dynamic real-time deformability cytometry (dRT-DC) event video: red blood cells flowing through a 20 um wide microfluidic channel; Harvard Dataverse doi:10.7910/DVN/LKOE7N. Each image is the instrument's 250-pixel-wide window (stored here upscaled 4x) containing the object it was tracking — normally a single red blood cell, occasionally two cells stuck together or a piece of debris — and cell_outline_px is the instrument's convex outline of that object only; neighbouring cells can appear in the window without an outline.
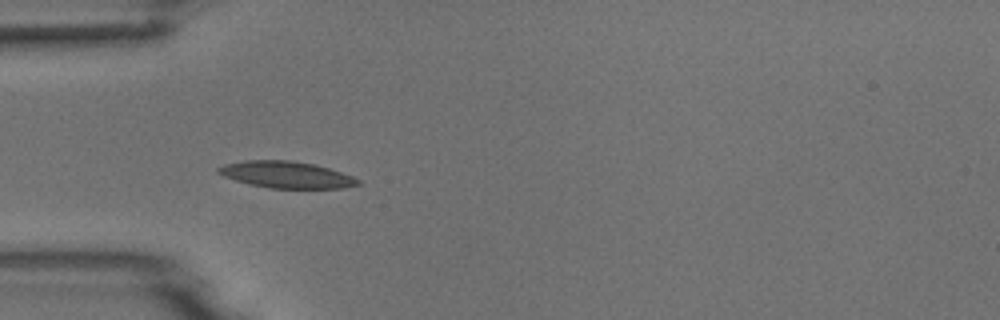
{"species": "common noctule bat (a hibernating species)", "species_latin": "Nyctalus noctula", "temperature_condition": "room temperature", "stored_images_in_passage": 7, "camera_frame_rate_fps": 3000, "um_per_image_px": 0.085, "animal": {"sex": "male", "body_mass_g": 18.8}, "frame": {"image": 1, "passage_image": 3, "time_ms": 0.667, "image_size_px": [1000, 320], "cell_outline_px": [[360, 184], [344, 188], [268, 188], [248, 184], [224, 176], [216, 172], [216, 168], [224, 164], [244, 160], [292, 160], [316, 164], [352, 176], [360, 180]], "centroid_in_image_um": [24.32, 14.84], "position_along_channel_um": 60.7, "area_um2": 21.79}}